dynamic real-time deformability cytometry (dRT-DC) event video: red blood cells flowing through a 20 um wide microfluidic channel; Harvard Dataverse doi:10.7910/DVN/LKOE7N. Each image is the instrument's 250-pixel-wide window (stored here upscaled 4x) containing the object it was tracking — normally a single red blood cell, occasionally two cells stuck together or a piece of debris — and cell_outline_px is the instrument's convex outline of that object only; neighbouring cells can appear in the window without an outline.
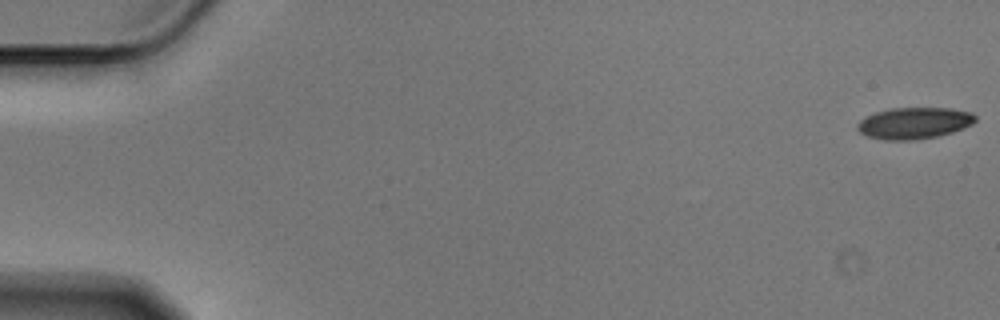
{"species": "Egyptian fruit bat (a non-hibernating species)", "species_latin": "Rousettus aegyptiacus", "temperature_condition": "cold", "stored_images_in_passage": 57, "camera_frame_rate_fps": 3000, "um_per_image_px": 0.085, "animal": {"sex": "male"}, "frame": {"image": 1, "passage_image": 1, "time_ms": 0.0, "image_size_px": [1000, 320], "cell_outline_px": [[976, 120], [972, 124], [964, 128], [952, 132], [936, 136], [916, 140], [884, 140], [868, 136], [860, 132], [856, 128], [856, 124], [860, 120], [876, 112], [892, 108], [952, 108], [972, 112], [976, 116]], "centroid_in_image_um": [77.72, 10.46], "position_along_channel_um": 7.3, "area_um2": 21.68}}
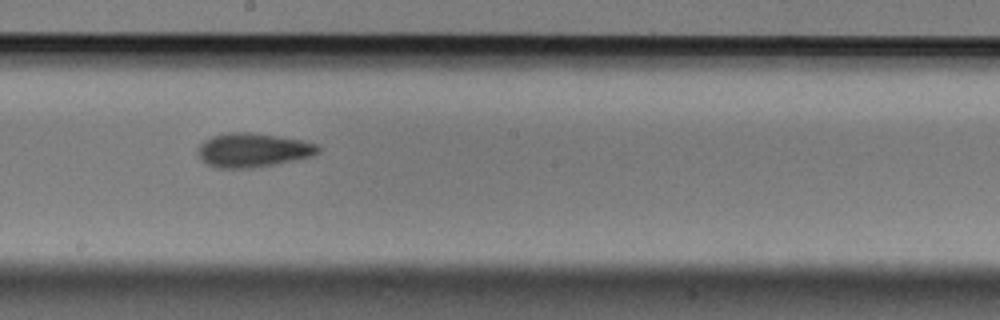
{"frame": {"image": 2, "passage_image": 32, "time_ms": 10.333, "image_size_px": [1000, 320], "cell_outline_px": [[320, 152], [312, 156], [296, 160], [276, 164], [252, 168], [216, 168], [204, 164], [196, 148], [204, 140], [212, 136], [228, 132], [252, 132], [300, 140], [316, 144], [320, 148]], "centroid_in_image_um": [21.46, 12.77], "position_along_channel_um": 226.7, "area_um2": 23.99}}
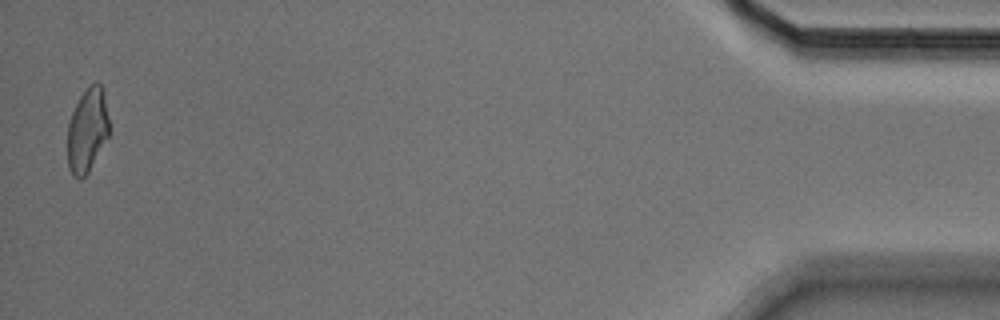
{"frame": {"image": 3, "passage_image": 56, "time_ms": 18.333, "image_size_px": [1000, 320], "cell_outline_px": [[108, 136], [88, 172], [80, 180], [72, 176], [68, 168], [68, 124], [72, 112], [80, 96], [88, 84], [96, 80], [104, 88], [108, 116]], "centroid_in_image_um": [7.42, 11.02], "position_along_channel_um": 427.8, "area_um2": 20.52}, "authors_computed_cell_mechanics": {"area_um2": 22.1374, "velocity_mm_per_s": 3.5798, "shape_relaxation_time_tau1_ms": 5.0946, "shape_relaxation_time_tau2_ms": 2.5946, "deformation_change_tau1": 0.1265, "deformation_change_tau2": 0.0864}}